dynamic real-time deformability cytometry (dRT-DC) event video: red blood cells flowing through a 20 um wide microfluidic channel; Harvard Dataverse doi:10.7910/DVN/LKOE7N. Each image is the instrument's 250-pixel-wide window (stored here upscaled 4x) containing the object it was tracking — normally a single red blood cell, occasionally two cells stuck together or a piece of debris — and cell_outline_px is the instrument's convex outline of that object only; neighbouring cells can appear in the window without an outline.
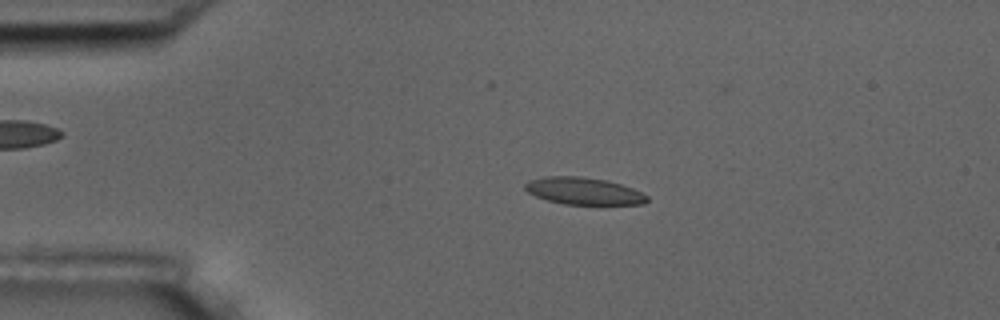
{"species": "common noctule bat (a hibernating species)", "species_latin": "Nyctalus noctula", "temperature_condition": "room temperature", "stored_images_in_passage": 55, "camera_frame_rate_fps": 3000, "um_per_image_px": 0.085, "animal": {"sex": "male", "body_mass_g": 17.5, "forearm_length_mm": 52.3}, "frame": {"image": 1, "passage_image": 11, "time_ms": 3.333, "image_size_px": [1000, 320], "cell_outline_px": [[648, 200], [644, 204], [564, 204], [548, 200], [536, 196], [528, 192], [524, 188], [524, 184], [528, 180], [544, 176], [580, 176], [608, 180], [632, 188], [648, 196]], "centroid_in_image_um": [49.59, 16.22], "position_along_channel_um": 35.4, "area_um2": 19.25}}
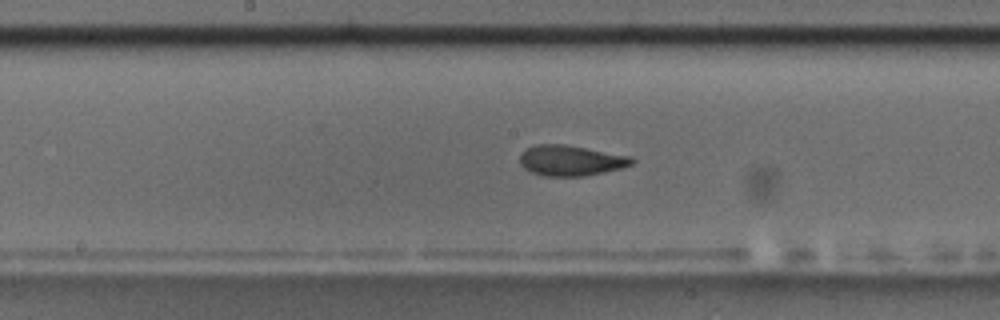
{"frame": {"image": 2, "passage_image": 28, "time_ms": 9.0, "image_size_px": [1000, 320], "cell_outline_px": [[636, 160], [632, 164], [620, 168], [604, 172], [584, 176], [544, 176], [532, 172], [524, 168], [520, 164], [520, 152], [524, 148], [536, 144], [564, 144], [632, 156]], "centroid_in_image_um": [48.49, 13.63], "position_along_channel_um": 199.7, "area_um2": 20.06}}
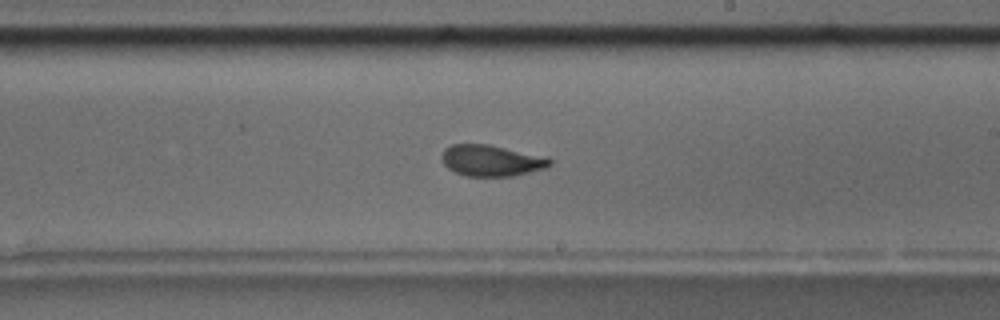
{"frame": {"image": 3, "passage_image": 32, "time_ms": 10.333, "image_size_px": [1000, 320], "cell_outline_px": [[552, 164], [544, 168], [512, 176], [468, 176], [456, 172], [448, 168], [444, 164], [440, 156], [444, 148], [452, 144], [488, 144], [552, 160]], "centroid_in_image_um": [41.65, 13.65], "position_along_channel_um": 247.3, "area_um2": 19.07}, "authors_computed_cell_mechanics": {"area_um2": 19.5942, "velocity_mm_per_s": 3.586, "shape_relaxation_time_tau1_ms": 7.8101, "shape_relaxation_time_tau2_ms": 1.7156, "deformation_change_tau1": 0.1985, "deformation_change_tau2": 0.0646}}